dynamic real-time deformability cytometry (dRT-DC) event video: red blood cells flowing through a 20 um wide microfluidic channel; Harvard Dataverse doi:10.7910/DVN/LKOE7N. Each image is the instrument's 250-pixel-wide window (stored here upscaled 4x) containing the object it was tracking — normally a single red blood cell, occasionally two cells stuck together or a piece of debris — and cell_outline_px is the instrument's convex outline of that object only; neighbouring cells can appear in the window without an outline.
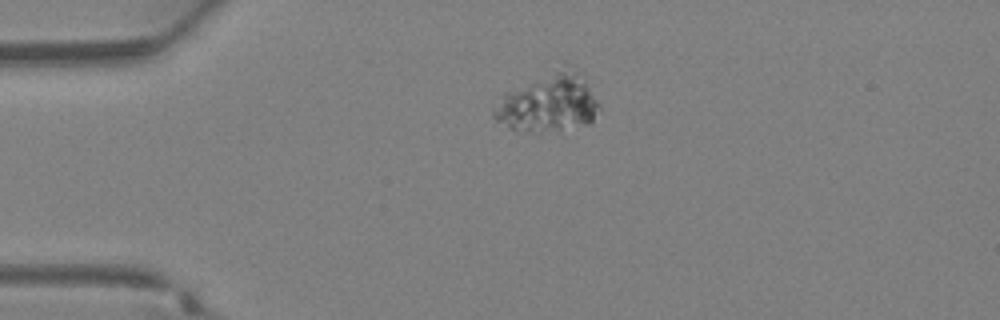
{"species": "Egyptian fruit bat (a non-hibernating species)", "species_latin": "Rousettus aegyptiacus", "temperature_condition": "warm", "stored_images_in_passage": 36, "camera_frame_rate_fps": 3000, "um_per_image_px": 0.085, "animal": {"sex": "female"}, "frame": {"image": 1, "passage_image": 8, "time_ms": 2.333, "image_size_px": [1000, 320], "cell_outline_px": [[600, 108], [592, 120], [588, 124], [540, 132], [528, 132], [508, 128], [496, 120], [492, 116], [492, 112], [500, 96], [504, 92], [560, 60], [564, 60], [588, 84], [600, 104]], "centroid_in_image_um": [46.57, 8.63], "position_along_channel_um": 38.4, "area_um2": 37.05}}
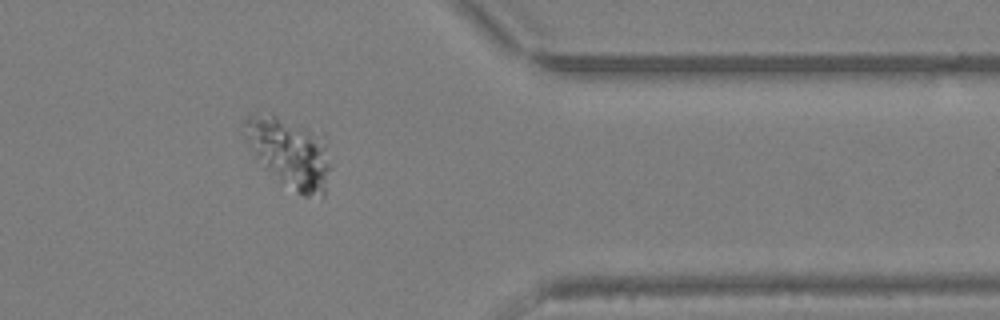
{"frame": {"image": 2, "passage_image": 30, "time_ms": 9.667, "image_size_px": [1000, 320], "cell_outline_px": [[332, 168], [324, 196], [304, 196], [280, 180], [256, 160], [248, 140], [244, 124], [244, 120], [252, 112], [272, 112], [324, 132], [328, 140], [332, 164]], "centroid_in_image_um": [24.72, 12.89], "position_along_channel_um": 386.7, "area_um2": 36.36}}